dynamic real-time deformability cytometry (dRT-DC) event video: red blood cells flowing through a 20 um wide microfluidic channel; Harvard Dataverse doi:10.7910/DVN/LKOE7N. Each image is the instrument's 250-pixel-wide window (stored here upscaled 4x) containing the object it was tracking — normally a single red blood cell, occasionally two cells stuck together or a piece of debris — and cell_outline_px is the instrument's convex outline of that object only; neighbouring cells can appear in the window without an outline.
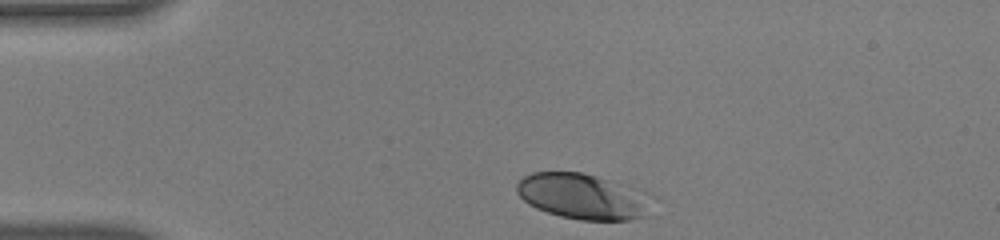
{"species": "human", "species_latin": "Homo sapiens", "temperature_condition": "warm", "stored_images_in_passage": 34, "camera_frame_rate_fps": 3000, "um_per_image_px": 0.085, "donor": {"sex": "male"}, "frame": {"image": 1, "passage_image": 1, "time_ms": 0.0, "image_size_px": [1000, 240], "cell_outline_px": [[652, 216], [632, 220], [580, 220], [560, 216], [536, 208], [528, 204], [516, 192], [516, 184], [524, 176], [532, 172], [580, 172], [596, 176], [636, 188], [644, 192]], "centroid_in_image_um": [49.53, 16.71], "position_along_channel_um": 35.5, "area_um2": 35.89}}
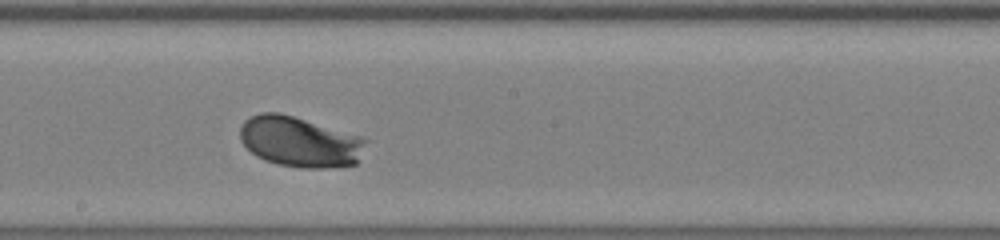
{"frame": {"image": 2, "passage_image": 20, "time_ms": 6.333, "image_size_px": [1000, 240], "cell_outline_px": [[368, 140], [356, 164], [328, 168], [300, 168], [276, 164], [264, 160], [256, 156], [240, 140], [240, 128], [244, 120], [260, 112], [280, 112], [360, 136]], "centroid_in_image_um": [25.46, 12.06], "position_along_channel_um": 222.7, "area_um2": 36.99}}
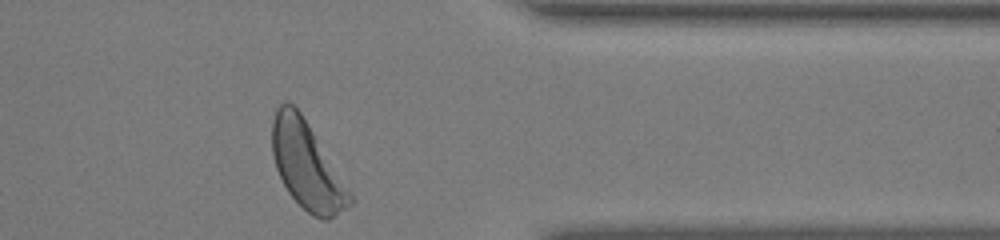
{"frame": {"image": 3, "passage_image": 34, "time_ms": 11.0, "image_size_px": [1000, 240], "cell_outline_px": [[356, 200], [352, 204], [328, 220], [320, 220], [312, 216], [288, 192], [276, 168], [272, 156], [272, 120], [276, 108], [284, 100], [288, 100], [300, 112]], "centroid_in_image_um": [26.07, 14.08], "position_along_channel_um": 385.3, "area_um2": 39.07}, "authors_computed_cell_mechanics": {"area_um2": 35.1713, "velocity_mm_per_s": 3.7477, "shape_relaxation_time_tau1_ms": 1.7291, "shape_relaxation_time_tau2_ms": null, "deformation_change_tau1": 0.1604, "deformation_change_tau2": null}}